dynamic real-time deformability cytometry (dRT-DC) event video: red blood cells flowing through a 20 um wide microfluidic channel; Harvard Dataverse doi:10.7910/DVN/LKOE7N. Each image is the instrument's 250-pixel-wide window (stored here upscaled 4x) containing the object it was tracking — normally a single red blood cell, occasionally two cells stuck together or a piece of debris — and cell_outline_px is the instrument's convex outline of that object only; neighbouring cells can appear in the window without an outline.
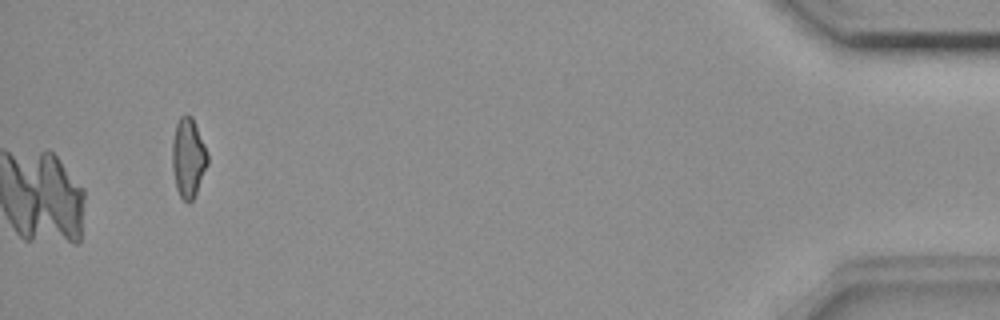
{"species": "common noctule bat (a hibernating species)", "species_latin": "Nyctalus noctula", "temperature_condition": "room temperature", "stored_images_in_passage": 37, "camera_frame_rate_fps": 3000, "um_per_image_px": 0.085, "animal": {"sex": "female", "body_mass_g": 18.4}, "frame": {"image": 1, "passage_image": 37, "time_ms": 12.0, "image_size_px": [1000, 320], "cell_outline_px": [[208, 164], [196, 192], [192, 200], [188, 204], [180, 196], [176, 188], [172, 168], [172, 140], [176, 124], [180, 116], [192, 116], [208, 152]], "centroid_in_image_um": [16.0, 13.41], "position_along_channel_um": 419.2, "area_um2": 16.36}}